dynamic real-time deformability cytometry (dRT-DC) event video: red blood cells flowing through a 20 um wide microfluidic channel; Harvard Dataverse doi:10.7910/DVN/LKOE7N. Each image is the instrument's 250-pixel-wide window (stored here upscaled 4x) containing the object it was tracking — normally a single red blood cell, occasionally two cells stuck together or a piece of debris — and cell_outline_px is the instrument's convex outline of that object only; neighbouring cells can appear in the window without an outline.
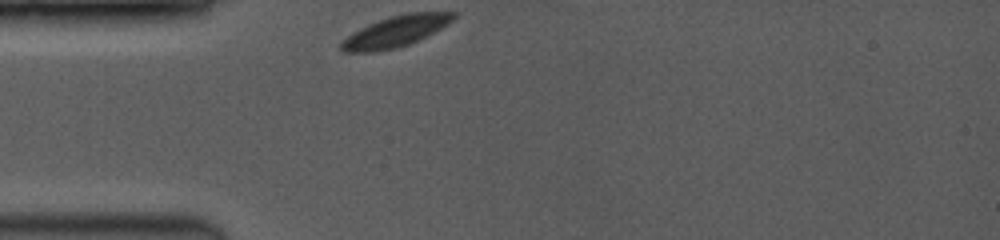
{"species": "common noctule bat (a hibernating species)", "species_latin": "Nyctalus noctula", "temperature_condition": "room temperature", "stored_images_in_passage": 13, "camera_frame_rate_fps": 3500, "um_per_image_px": 0.085, "animal": {"sex": "female", "body_mass_g": 19.0, "forearm_length_mm": 53.3}, "frame": {"image": 1, "passage_image": 1, "time_ms": 0.0, "image_size_px": [1000, 240], "cell_outline_px": [[456, 16], [448, 24], [408, 44], [396, 48], [376, 52], [344, 52], [340, 48], [340, 40], [360, 28], [380, 20], [392, 16], [408, 12], [456, 12]], "centroid_in_image_um": [33.58, 2.68], "position_along_channel_um": 51.4, "area_um2": 19.94}}
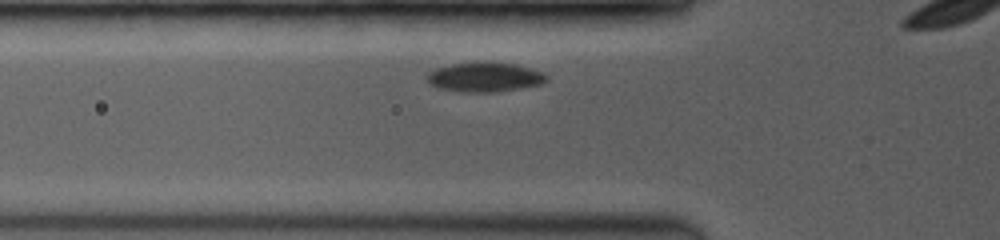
{"frame": {"image": 2, "passage_image": 6, "time_ms": 1.143, "image_size_px": [1000, 240], "cell_outline_px": [[548, 80], [544, 84], [496, 92], [460, 92], [440, 88], [432, 84], [428, 80], [428, 72], [436, 68], [452, 64], [480, 60], [516, 64], [532, 68], [544, 72], [548, 76]], "centroid_in_image_um": [41.27, 6.53], "position_along_channel_um": 84.5, "area_um2": 20.98}}
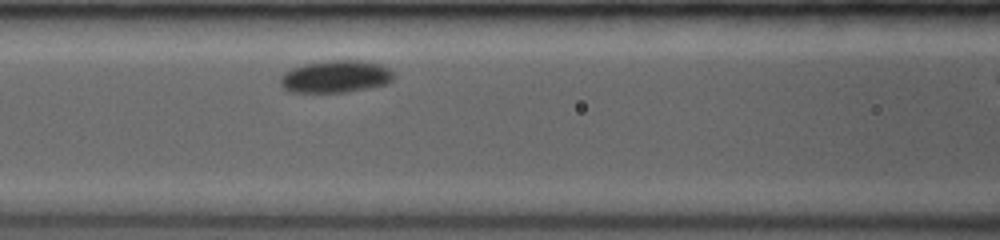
{"frame": {"image": 3, "passage_image": 11, "time_ms": 2.571, "image_size_px": [1000, 240], "cell_outline_px": [[392, 80], [388, 84], [368, 88], [344, 92], [288, 92], [280, 84], [280, 76], [284, 72], [292, 68], [304, 64], [328, 60], [360, 60], [380, 64], [388, 68], [392, 72]], "centroid_in_image_um": [28.5, 6.5], "position_along_channel_um": 138.1, "area_um2": 21.39}}